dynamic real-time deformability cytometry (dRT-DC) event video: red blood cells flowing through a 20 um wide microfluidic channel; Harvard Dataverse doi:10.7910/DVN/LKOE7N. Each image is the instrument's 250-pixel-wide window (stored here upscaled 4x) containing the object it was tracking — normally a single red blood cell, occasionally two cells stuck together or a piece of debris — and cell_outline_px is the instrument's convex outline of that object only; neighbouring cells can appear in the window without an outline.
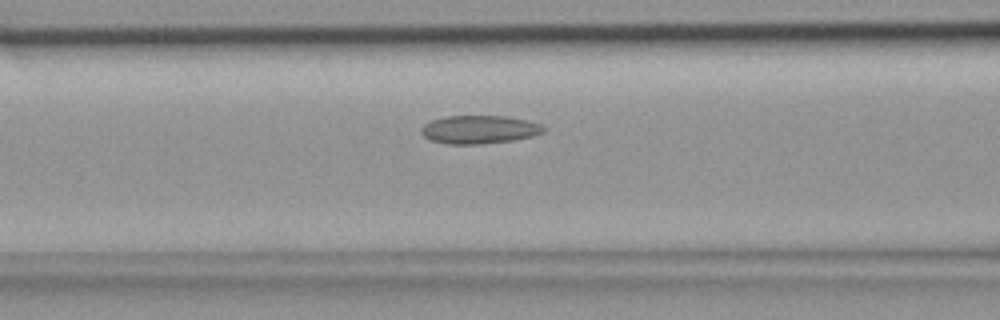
{"species": "common noctule bat (a hibernating species)", "species_latin": "Nyctalus noctula", "temperature_condition": "room temperature", "stored_images_in_passage": 34, "camera_frame_rate_fps": 3000, "um_per_image_px": 0.085, "animal": {"sex": "female", "body_mass_g": 18.4}, "frame": {"image": 1, "passage_image": 9, "time_ms": 2.667, "image_size_px": [1000, 320], "cell_outline_px": [[548, 128], [544, 132], [532, 136], [512, 140], [480, 144], [448, 144], [432, 140], [424, 136], [420, 132], [420, 128], [424, 124], [432, 120], [444, 116], [508, 116], [528, 120], [540, 124]], "centroid_in_image_um": [40.75, 11.0], "position_along_channel_um": 125.8, "area_um2": 20.23}}
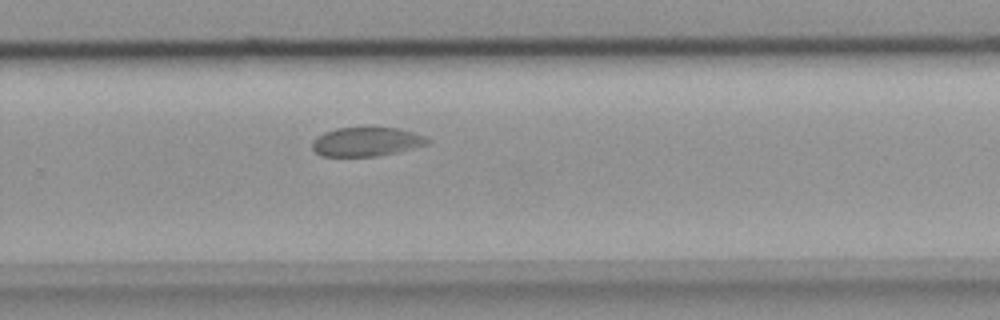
{"frame": {"image": 2, "passage_image": 20, "time_ms": 6.333, "image_size_px": [1000, 320], "cell_outline_px": [[432, 140], [428, 144], [396, 152], [376, 156], [320, 156], [312, 148], [312, 140], [316, 136], [324, 132], [336, 128], [400, 128], [424, 136]], "centroid_in_image_um": [31.12, 12.05], "position_along_channel_um": 298.7, "area_um2": 19.42}}
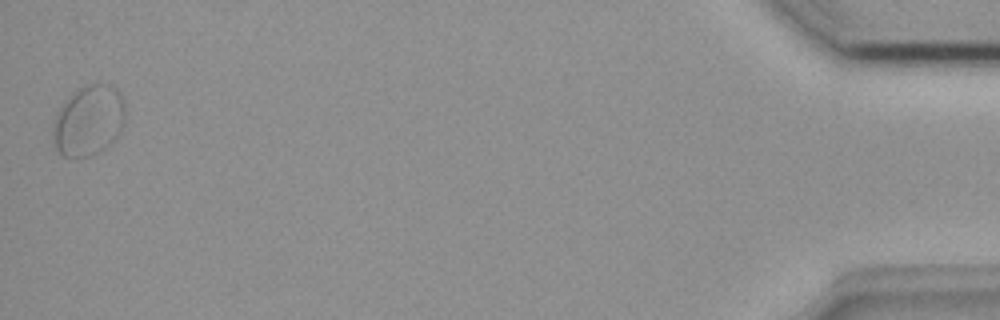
{"frame": {"image": 3, "passage_image": 34, "time_ms": 11.0, "image_size_px": [1000, 320], "cell_outline_px": [[124, 120], [116, 136], [104, 148], [88, 156], [64, 156], [56, 148], [52, 140], [52, 120], [56, 112], [64, 100], [80, 88], [88, 84], [108, 84], [116, 88], [120, 92], [124, 104]], "centroid_in_image_um": [7.48, 10.22], "position_along_channel_um": 427.7, "area_um2": 29.42}}